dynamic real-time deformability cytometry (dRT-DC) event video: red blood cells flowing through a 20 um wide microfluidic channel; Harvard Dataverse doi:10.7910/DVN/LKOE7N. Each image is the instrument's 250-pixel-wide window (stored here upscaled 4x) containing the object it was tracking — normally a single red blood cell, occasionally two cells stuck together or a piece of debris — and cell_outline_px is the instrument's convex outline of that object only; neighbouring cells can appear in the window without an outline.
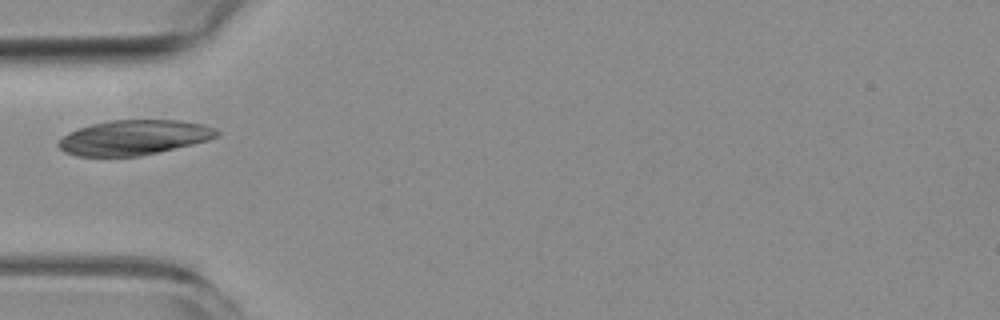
{"species": "common noctule bat (a hibernating species)", "species_latin": "Nyctalus noctula", "temperature_condition": "room temperature", "stored_images_in_passage": 6, "camera_frame_rate_fps": 3000, "um_per_image_px": 0.085, "animal": {"sex": "female", "body_mass_g": 19.3, "forearm_length_mm": 54.1}, "frame": {"image": 1, "passage_image": 5, "time_ms": 5.667, "image_size_px": [1000, 320], "cell_outline_px": [[220, 136], [208, 140], [192, 144], [140, 156], [76, 156], [64, 152], [56, 144], [56, 140], [68, 132], [92, 124], [108, 120], [180, 120], [204, 124], [216, 128], [220, 132]], "centroid_in_image_um": [11.37, 11.68], "position_along_channel_um": 73.6, "area_um2": 32.43}}
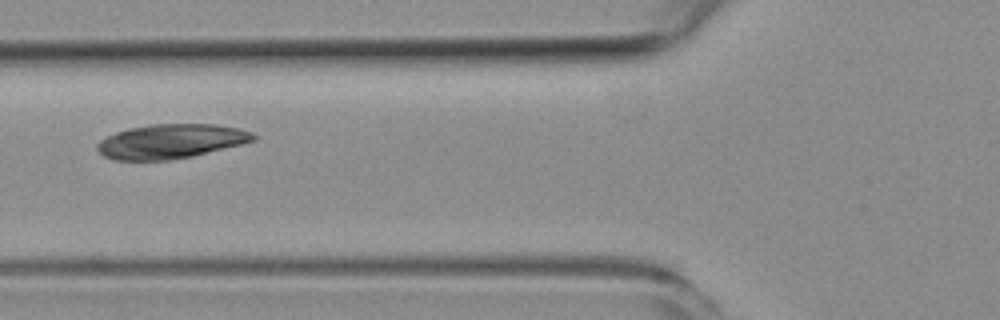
{"frame": {"image": 2, "passage_image": 6, "time_ms": 6.667, "image_size_px": [1000, 320], "cell_outline_px": [[256, 140], [192, 156], [168, 160], [112, 160], [104, 156], [96, 148], [96, 144], [100, 140], [116, 132], [128, 128], [152, 124], [216, 124], [240, 128], [252, 132], [256, 136]], "centroid_in_image_um": [14.51, 12.0], "position_along_channel_um": 111.3, "area_um2": 31.21}}